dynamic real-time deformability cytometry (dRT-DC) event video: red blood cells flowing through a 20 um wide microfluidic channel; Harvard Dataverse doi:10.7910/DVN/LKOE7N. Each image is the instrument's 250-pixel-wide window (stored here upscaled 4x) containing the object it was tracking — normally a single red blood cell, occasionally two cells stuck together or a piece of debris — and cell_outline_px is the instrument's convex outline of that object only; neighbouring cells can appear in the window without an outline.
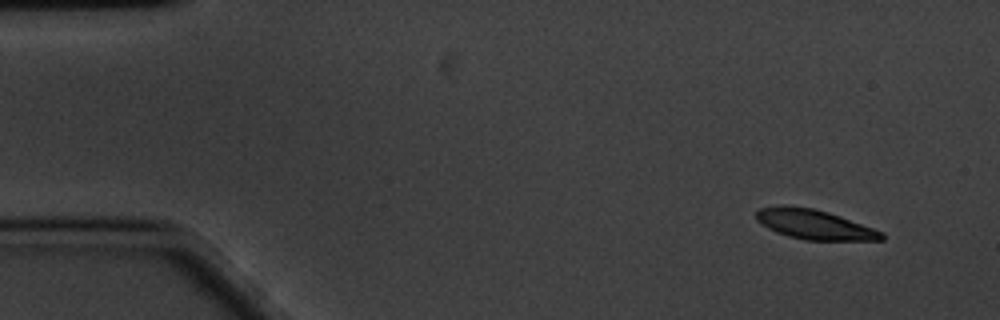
{"species": "common noctule bat (a hibernating species)", "species_latin": "Nyctalus noctula", "temperature_condition": "cold", "stored_images_in_passage": 56, "camera_frame_rate_fps": 3000, "um_per_image_px": 0.085, "animal": {"sex": "male", "body_mass_g": 20.1, "forearm_length_mm": 53.5}, "frame": {"image": 1, "passage_image": 1, "time_ms": 0.0, "image_size_px": [1000, 320], "cell_outline_px": [[884, 240], [804, 240], [788, 236], [776, 232], [768, 228], [756, 220], [756, 212], [760, 208], [780, 204], [788, 204], [812, 208], [828, 212], [840, 216], [884, 232]], "centroid_in_image_um": [69.19, 19.06], "position_along_channel_um": 15.8, "area_um2": 21.85}}
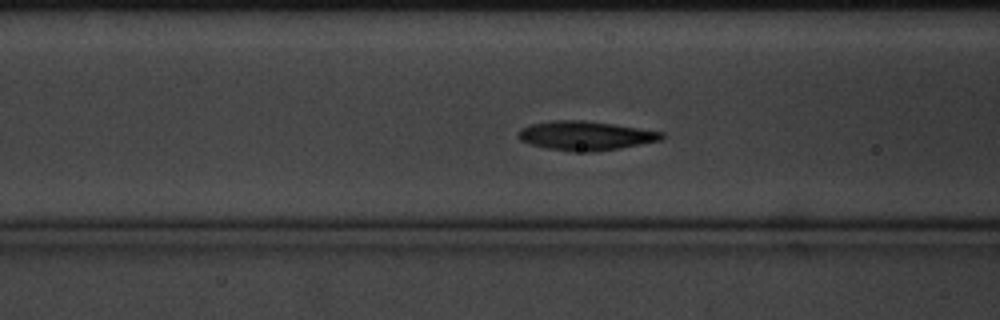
{"frame": {"image": 2, "passage_image": 19, "time_ms": 6.0, "image_size_px": [1000, 320], "cell_outline_px": [[664, 136], [660, 140], [620, 148], [588, 152], [572, 152], [544, 148], [528, 144], [520, 140], [516, 136], [520, 128], [532, 124], [552, 120], [584, 120], [616, 124], [664, 132]], "centroid_in_image_um": [49.72, 11.53], "position_along_channel_um": 116.9, "area_um2": 24.57}}
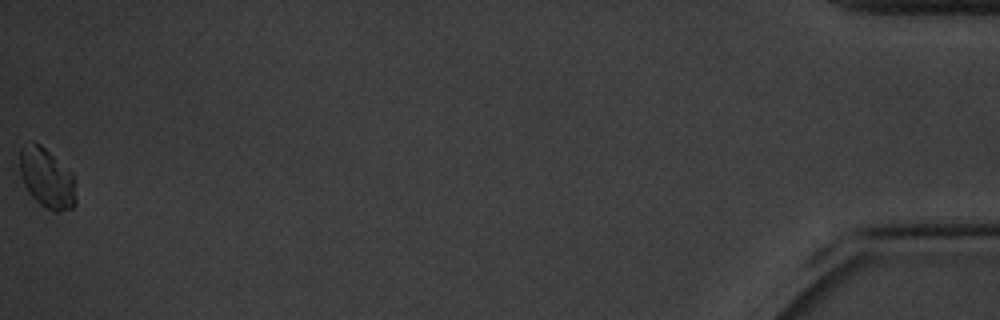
{"frame": {"image": 3, "passage_image": 56, "time_ms": 18.333, "image_size_px": [1000, 320], "cell_outline_px": [[76, 204], [72, 208], [56, 212], [52, 212], [44, 208], [28, 192], [24, 184], [20, 172], [20, 148], [32, 140], [40, 144], [72, 172], [76, 180]], "centroid_in_image_um": [4.01, 15.16], "position_along_channel_um": 431.2, "area_um2": 19.88}, "authors_computed_cell_mechanics": {"area_um2": 21.9929, "velocity_mm_per_s": 3.3387, "shape_relaxation_time_tau1_ms": 1.6575, "shape_relaxation_time_tau2_ms": null, "deformation_change_tau1": 0.1229, "deformation_change_tau2": null}}